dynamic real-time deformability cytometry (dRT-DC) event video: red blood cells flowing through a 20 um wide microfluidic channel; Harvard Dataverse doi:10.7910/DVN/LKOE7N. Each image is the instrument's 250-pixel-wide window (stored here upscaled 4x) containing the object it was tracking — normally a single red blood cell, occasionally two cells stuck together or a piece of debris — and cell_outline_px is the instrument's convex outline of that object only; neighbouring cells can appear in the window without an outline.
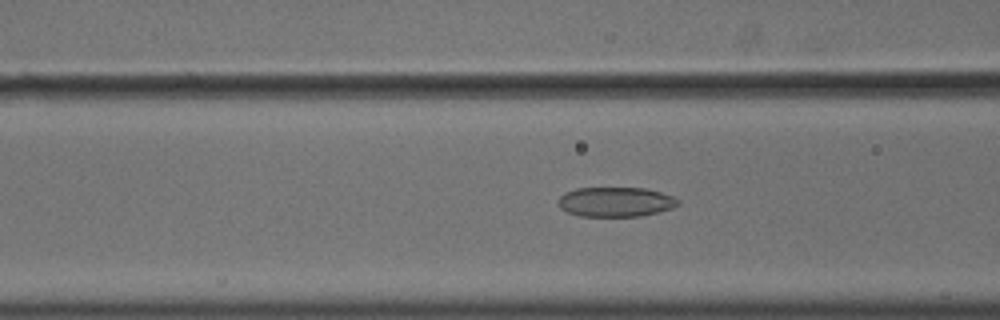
{"species": "common noctule bat (a hibernating species)", "species_latin": "Nyctalus noctula", "temperature_condition": "cold", "stored_images_in_passage": 55, "camera_frame_rate_fps": 3000, "um_per_image_px": 0.085, "animal": {"sex": "male", "body_mass_g": 18.8}, "frame": {"image": 1, "passage_image": 22, "time_ms": 7.0, "image_size_px": [1000, 320], "cell_outline_px": [[680, 204], [672, 208], [640, 216], [580, 216], [568, 212], [560, 208], [560, 196], [564, 192], [576, 188], [644, 188], [660, 192], [672, 196], [680, 200]], "centroid_in_image_um": [52.33, 17.15], "position_along_channel_um": 114.3, "area_um2": 20.58}}
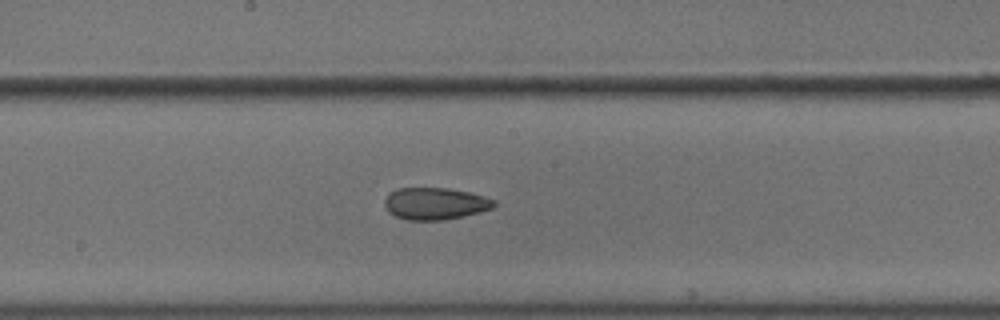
{"frame": {"image": 2, "passage_image": 30, "time_ms": 9.667, "image_size_px": [1000, 320], "cell_outline_px": [[496, 204], [492, 208], [480, 212], [464, 216], [444, 220], [408, 220], [396, 216], [388, 212], [384, 204], [384, 200], [392, 192], [400, 188], [448, 188], [468, 192], [484, 196], [496, 200]], "centroid_in_image_um": [37.01, 17.31], "position_along_channel_um": 211.2, "area_um2": 20.35}}
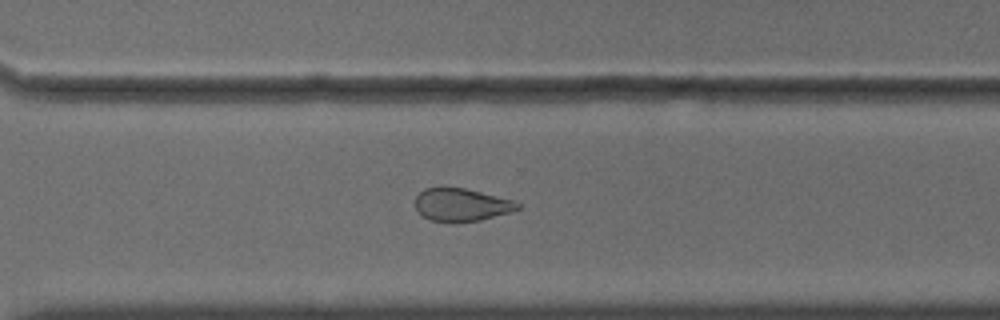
{"frame": {"image": 3, "passage_image": 40, "time_ms": 13.0, "image_size_px": [1000, 320], "cell_outline_px": [[520, 208], [512, 212], [480, 220], [452, 224], [432, 220], [424, 216], [416, 208], [416, 196], [424, 188], [464, 188], [512, 200], [520, 204]], "centroid_in_image_um": [39.23, 17.43], "position_along_channel_um": 331.4, "area_um2": 19.54}, "authors_computed_cell_mechanics": {"area_um2": 22.1374, "velocity_mm_per_s": 3.6228, "shape_relaxation_time_tau1_ms": null, "shape_relaxation_time_tau2_ms": 4.2164, "deformation_change_tau1": null, "deformation_change_tau2": 0.1069}}